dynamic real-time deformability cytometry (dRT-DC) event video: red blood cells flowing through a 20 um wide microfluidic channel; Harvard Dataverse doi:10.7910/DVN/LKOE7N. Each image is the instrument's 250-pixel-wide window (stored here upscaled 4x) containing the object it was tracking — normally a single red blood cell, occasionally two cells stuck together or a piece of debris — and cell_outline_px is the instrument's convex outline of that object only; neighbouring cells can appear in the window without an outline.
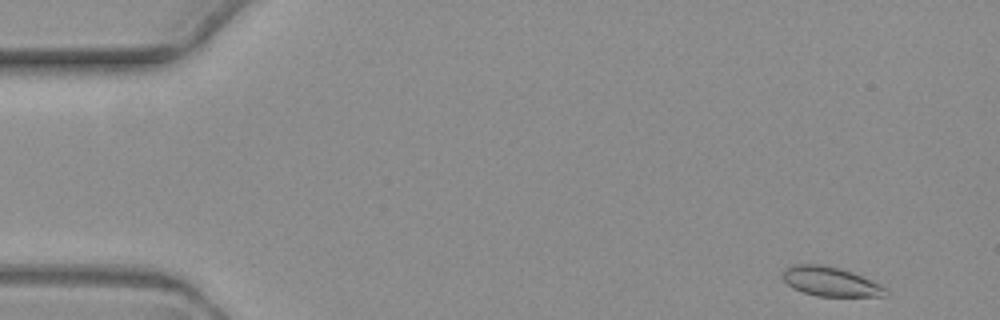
{"species": "common noctule bat (a hibernating species)", "species_latin": "Nyctalus noctula", "temperature_condition": "warm", "stored_images_in_passage": 4, "camera_frame_rate_fps": 3000, "um_per_image_px": 0.085, "animal": {"sex": "female", "body_mass_g": 19.3, "forearm_length_mm": 54.1}, "frame": {"image": 1, "passage_image": 1, "time_ms": 0.0, "image_size_px": [1000, 320], "cell_outline_px": [[888, 292], [884, 296], [816, 296], [792, 288], [784, 280], [784, 268], [792, 264], [820, 264], [840, 268], [852, 272], [880, 284]], "centroid_in_image_um": [70.57, 23.92], "position_along_channel_um": 14.4, "area_um2": 17.46}}